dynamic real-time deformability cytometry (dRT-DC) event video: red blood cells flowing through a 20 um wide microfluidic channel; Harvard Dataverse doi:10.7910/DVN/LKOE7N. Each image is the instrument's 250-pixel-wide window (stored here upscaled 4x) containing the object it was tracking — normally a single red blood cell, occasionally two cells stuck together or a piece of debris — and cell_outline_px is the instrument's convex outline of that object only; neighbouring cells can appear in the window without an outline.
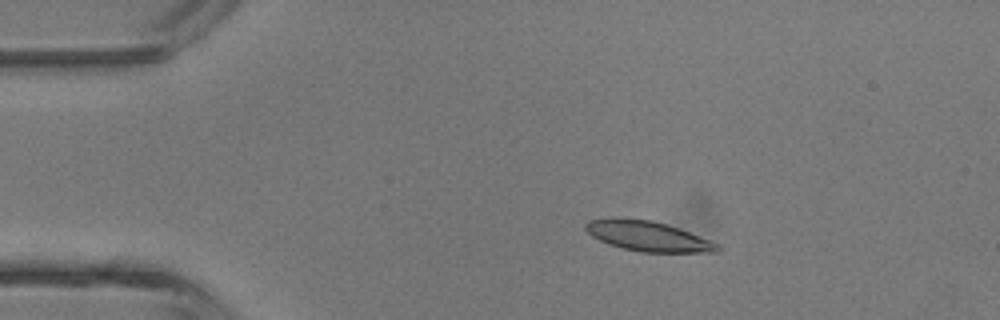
{"species": "common noctule bat (a hibernating species)", "species_latin": "Nyctalus noctula", "temperature_condition": "room temperature", "stored_images_in_passage": 3, "camera_frame_rate_fps": 3000, "um_per_image_px": 0.085, "animal": {"sex": "male", "body_mass_g": 13.3}, "frame": {"image": 1, "passage_image": 2, "time_ms": 1.0, "image_size_px": [1000, 320], "cell_outline_px": [[720, 252], [644, 252], [624, 248], [608, 244], [592, 236], [584, 228], [584, 224], [588, 220], [612, 216], [620, 216], [652, 220], [668, 224], [720, 244]], "centroid_in_image_um": [55.03, 20.04], "position_along_channel_um": 30.0, "area_um2": 23.41}}